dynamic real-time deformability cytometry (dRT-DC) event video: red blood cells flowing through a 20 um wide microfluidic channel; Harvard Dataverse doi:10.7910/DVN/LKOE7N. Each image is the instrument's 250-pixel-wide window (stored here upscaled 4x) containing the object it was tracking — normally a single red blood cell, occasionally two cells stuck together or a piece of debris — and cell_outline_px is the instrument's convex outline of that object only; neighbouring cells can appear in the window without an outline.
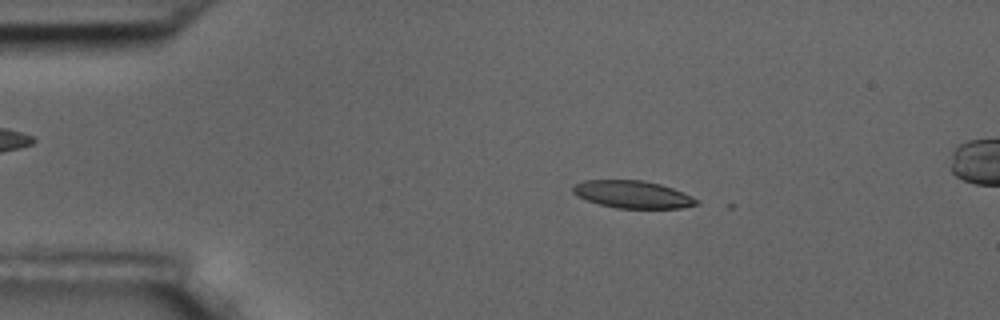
{"species": "common noctule bat (a hibernating species)", "species_latin": "Nyctalus noctula", "temperature_condition": "room temperature", "stored_images_in_passage": 5, "camera_frame_rate_fps": 3000, "um_per_image_px": 0.085, "animal": {"sex": "male", "body_mass_g": 17.5, "forearm_length_mm": 52.3}, "frame": {"image": 1, "passage_image": 2, "time_ms": 1.333, "image_size_px": [1000, 320], "cell_outline_px": [[700, 204], [680, 208], [616, 208], [600, 204], [588, 200], [572, 192], [572, 184], [584, 180], [644, 180], [660, 184], [672, 188], [692, 196], [700, 200]], "centroid_in_image_um": [53.79, 16.52], "position_along_channel_um": 31.2, "area_um2": 19.77}}